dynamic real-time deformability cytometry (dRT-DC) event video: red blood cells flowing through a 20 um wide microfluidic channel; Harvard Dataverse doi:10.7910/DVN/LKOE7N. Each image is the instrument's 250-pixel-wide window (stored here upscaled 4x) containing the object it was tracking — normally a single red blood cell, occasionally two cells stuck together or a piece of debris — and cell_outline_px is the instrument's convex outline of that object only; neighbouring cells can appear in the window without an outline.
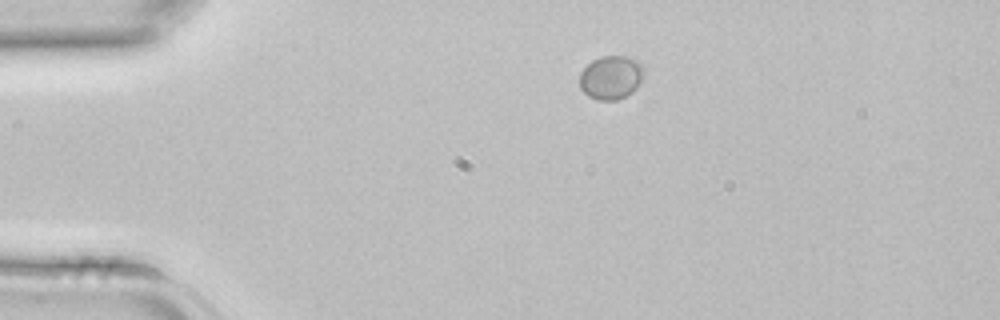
{"species": "common noctule bat (a hibernating species)", "species_latin": "Nyctalus noctula", "temperature_condition": "room temperature", "stored_images_in_passage": 2, "camera_frame_rate_fps": 3000, "um_per_image_px": 0.085, "animal": {"sex": "female", "body_mass_g": 22.7, "forearm_length_mm": 54.2}, "frame": {"image": 1, "passage_image": 1, "time_ms": 0.0, "image_size_px": [1000, 320], "cell_outline_px": [[644, 72], [636, 88], [632, 92], [616, 100], [596, 100], [588, 96], [580, 88], [580, 72], [592, 60], [600, 56], [624, 56], [636, 60], [644, 68]], "centroid_in_image_um": [51.91, 6.58], "position_along_channel_um": 33.1, "area_um2": 16.24}}
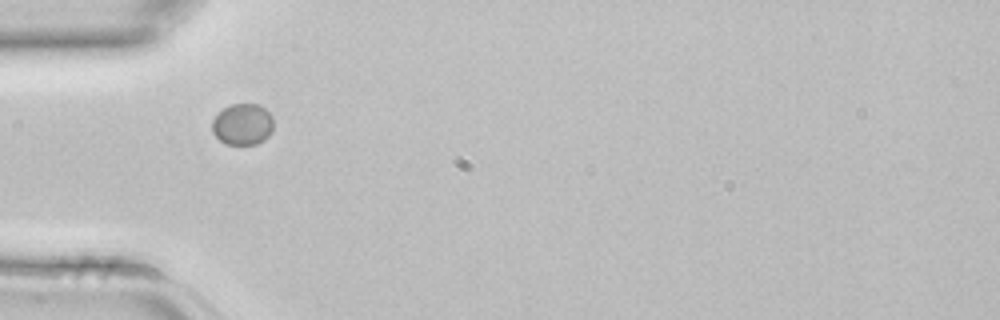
{"frame": {"image": 2, "passage_image": 2, "time_ms": 0.333, "image_size_px": [1000, 320], "cell_outline_px": [[272, 132], [264, 140], [256, 144], [228, 144], [220, 140], [212, 132], [212, 120], [224, 108], [232, 104], [256, 104], [264, 108], [272, 116]], "centroid_in_image_um": [20.62, 10.57], "position_along_channel_um": 64.4, "area_um2": 14.62}}